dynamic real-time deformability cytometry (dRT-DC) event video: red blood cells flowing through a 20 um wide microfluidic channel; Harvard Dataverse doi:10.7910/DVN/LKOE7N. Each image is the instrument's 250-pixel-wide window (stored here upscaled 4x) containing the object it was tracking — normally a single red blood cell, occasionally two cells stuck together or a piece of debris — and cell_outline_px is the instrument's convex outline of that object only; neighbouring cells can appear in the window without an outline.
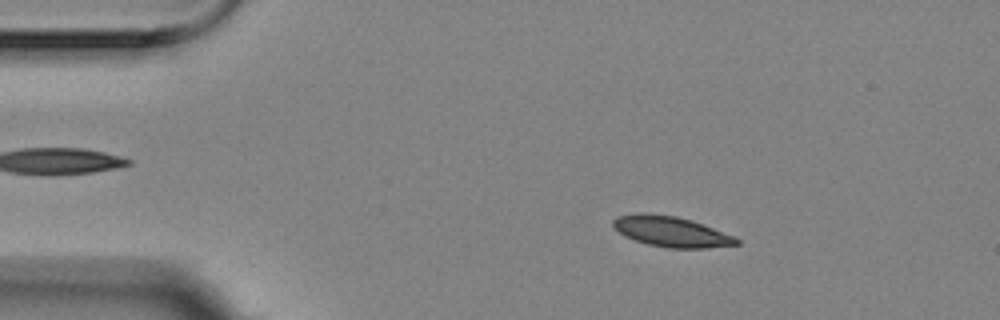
{"species": "Egyptian fruit bat (a non-hibernating species)", "species_latin": "Rousettus aegyptiacus", "temperature_condition": "room temperature", "stored_images_in_passage": 4, "camera_frame_rate_fps": 3000, "um_per_image_px": 0.085, "animal": {"sex": "female"}, "frame": {"image": 1, "passage_image": 2, "time_ms": 0.333, "image_size_px": [1000, 320], "cell_outline_px": [[740, 244], [708, 248], [668, 248], [648, 244], [624, 236], [612, 224], [612, 220], [616, 216], [640, 212], [644, 212], [676, 216], [692, 220], [736, 236], [740, 240]], "centroid_in_image_um": [57.08, 19.68], "position_along_channel_um": 27.9, "area_um2": 22.08}}
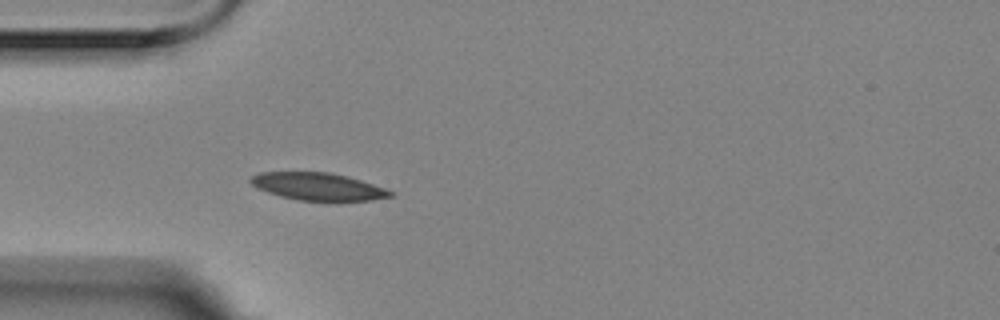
{"frame": {"image": 2, "passage_image": 4, "time_ms": 1.0, "image_size_px": [1000, 320], "cell_outline_px": [[396, 192], [392, 196], [372, 200], [336, 204], [296, 200], [280, 196], [256, 188], [248, 180], [252, 176], [260, 172], [328, 172], [348, 176], [388, 188]], "centroid_in_image_um": [27.12, 15.9], "position_along_channel_um": 57.9, "area_um2": 23.52}}